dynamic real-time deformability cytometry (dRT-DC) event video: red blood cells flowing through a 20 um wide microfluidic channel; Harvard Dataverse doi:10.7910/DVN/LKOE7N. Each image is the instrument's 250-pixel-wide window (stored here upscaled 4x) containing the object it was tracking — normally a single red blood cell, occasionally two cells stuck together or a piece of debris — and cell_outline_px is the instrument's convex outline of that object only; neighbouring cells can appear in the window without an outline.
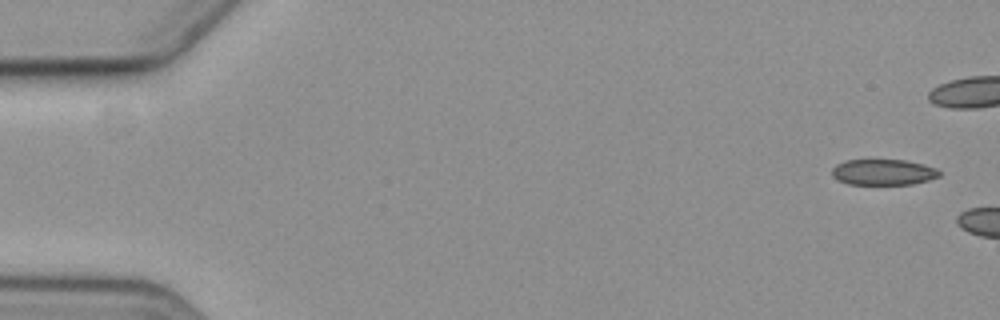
{"species": "common noctule bat (a hibernating species)", "species_latin": "Nyctalus noctula", "temperature_condition": "cold", "stored_images_in_passage": 3, "camera_frame_rate_fps": 3000, "um_per_image_px": 0.085, "animal": {"sex": "female", "body_mass_g": 19.3, "forearm_length_mm": 54.1}, "frame": {"image": 1, "passage_image": 1, "time_ms": 0.0, "image_size_px": [1000, 320], "cell_outline_px": [[940, 176], [928, 180], [912, 184], [848, 184], [832, 176], [832, 168], [836, 164], [844, 160], [904, 160], [924, 164], [936, 168], [940, 172]], "centroid_in_image_um": [75.08, 14.63], "position_along_channel_um": 9.9, "area_um2": 16.13}}